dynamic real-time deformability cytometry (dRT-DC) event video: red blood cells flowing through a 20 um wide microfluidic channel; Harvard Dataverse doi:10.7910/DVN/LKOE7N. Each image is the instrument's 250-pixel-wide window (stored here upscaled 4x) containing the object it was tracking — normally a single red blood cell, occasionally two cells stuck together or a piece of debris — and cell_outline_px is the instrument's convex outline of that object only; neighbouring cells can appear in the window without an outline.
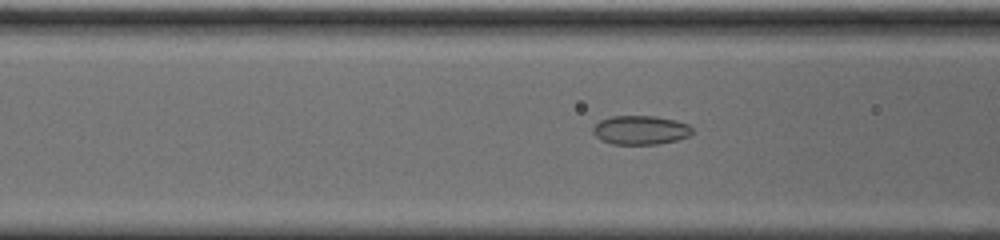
{"species": "common noctule bat (a hibernating species)", "species_latin": "Nyctalus noctula", "temperature_condition": "cold", "stored_images_in_passage": 44, "camera_frame_rate_fps": 3000, "um_per_image_px": 0.085, "animal": {"sex": "male", "body_mass_g": 20.0, "forearm_length_mm": 53.3}, "frame": {"image": 1, "passage_image": 9, "time_ms": 2.667, "image_size_px": [1000, 240], "cell_outline_px": [[692, 132], [688, 136], [676, 140], [656, 144], [612, 144], [600, 140], [592, 132], [592, 128], [600, 120], [612, 116], [656, 116], [676, 120], [688, 124], [692, 128]], "centroid_in_image_um": [54.42, 11.05], "position_along_channel_um": 112.2, "area_um2": 16.76}}
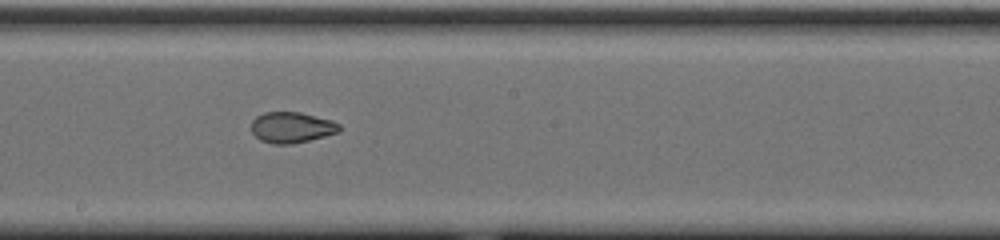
{"frame": {"image": 2, "passage_image": 18, "time_ms": 5.667, "image_size_px": [1000, 240], "cell_outline_px": [[340, 132], [292, 144], [272, 144], [260, 140], [252, 132], [252, 120], [256, 116], [264, 112], [300, 112], [332, 120], [340, 124]], "centroid_in_image_um": [24.79, 10.82], "position_along_channel_um": 223.4, "area_um2": 15.84}}
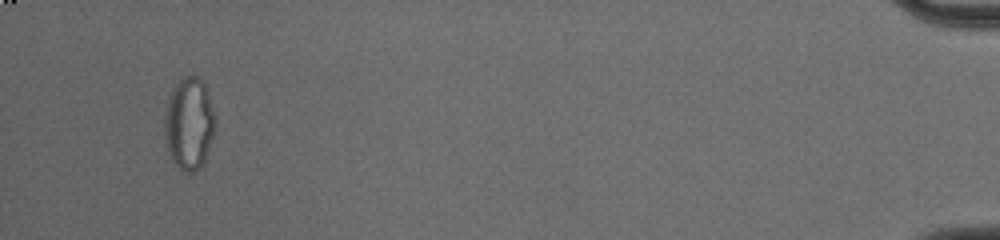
{"frame": {"image": 3, "passage_image": 41, "time_ms": 13.333, "image_size_px": [1000, 240], "cell_outline_px": [[216, 124], [204, 160], [200, 168], [192, 172], [184, 172], [172, 160], [168, 152], [164, 140], [164, 112], [168, 96], [172, 88], [184, 76], [196, 76], [204, 80], [216, 116]], "centroid_in_image_um": [16.06, 10.47], "position_along_channel_um": 419.1, "area_um2": 27.57}, "authors_computed_cell_mechanics": {"area_um2": 17.6579, "velocity_mm_per_s": 3.7162, "shape_relaxation_time_tau1_ms": null, "shape_relaxation_time_tau2_ms": 1.8693, "deformation_change_tau1": null, "deformation_change_tau2": 0.0578}}